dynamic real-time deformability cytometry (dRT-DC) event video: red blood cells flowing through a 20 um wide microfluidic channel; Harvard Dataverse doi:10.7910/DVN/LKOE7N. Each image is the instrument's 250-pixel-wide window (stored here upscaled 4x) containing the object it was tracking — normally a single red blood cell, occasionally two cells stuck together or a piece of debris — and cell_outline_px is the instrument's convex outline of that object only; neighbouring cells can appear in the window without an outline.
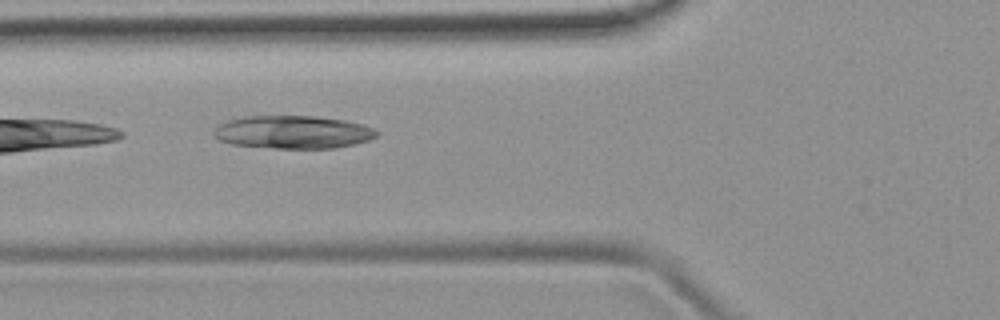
{"species": "common noctule bat (a hibernating species)", "species_latin": "Nyctalus noctula", "temperature_condition": "room temperature", "stored_images_in_passage": 33, "camera_frame_rate_fps": 3000, "um_per_image_px": 0.085, "animal": {"sex": "female", "body_mass_g": 19.9}, "frame": {"image": 1, "passage_image": 3, "time_ms": 0.667, "image_size_px": [1000, 320], "cell_outline_px": [[380, 132], [376, 136], [368, 140], [336, 148], [276, 148], [232, 144], [220, 140], [212, 132], [220, 124], [228, 120], [244, 116], [312, 116], [344, 120], [376, 128]], "centroid_in_image_um": [24.92, 11.22], "position_along_channel_um": 100.9, "area_um2": 31.1}}
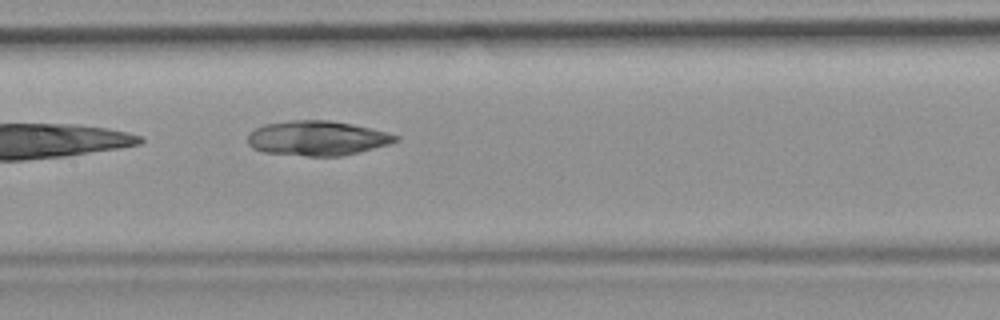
{"frame": {"image": 2, "passage_image": 9, "time_ms": 2.667, "image_size_px": [1000, 320], "cell_outline_px": [[400, 140], [388, 144], [340, 156], [308, 156], [264, 152], [252, 148], [248, 144], [248, 132], [264, 124], [292, 120], [328, 120], [352, 124], [388, 132], [400, 136]], "centroid_in_image_um": [26.94, 11.74], "position_along_channel_um": 180.5, "area_um2": 29.82}}
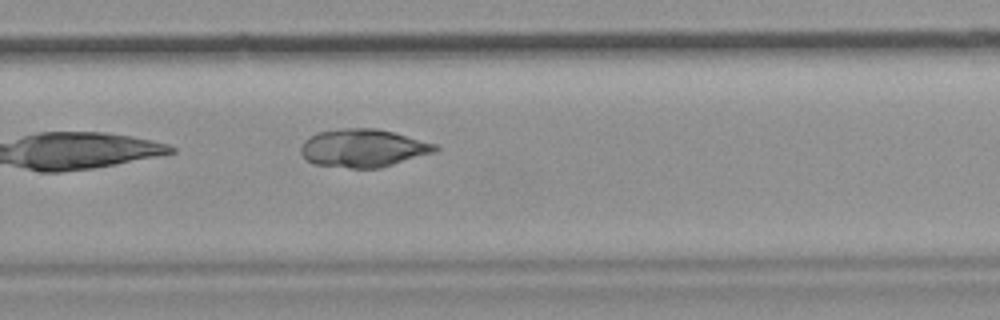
{"frame": {"image": 3, "passage_image": 18, "time_ms": 5.667, "image_size_px": [1000, 320], "cell_outline_px": [[440, 148], [436, 152], [380, 168], [352, 168], [312, 164], [300, 152], [300, 148], [304, 140], [308, 136], [320, 132], [340, 128], [376, 128], [392, 132], [436, 144]], "centroid_in_image_um": [30.86, 12.59], "position_along_channel_um": 298.9, "area_um2": 29.77}}